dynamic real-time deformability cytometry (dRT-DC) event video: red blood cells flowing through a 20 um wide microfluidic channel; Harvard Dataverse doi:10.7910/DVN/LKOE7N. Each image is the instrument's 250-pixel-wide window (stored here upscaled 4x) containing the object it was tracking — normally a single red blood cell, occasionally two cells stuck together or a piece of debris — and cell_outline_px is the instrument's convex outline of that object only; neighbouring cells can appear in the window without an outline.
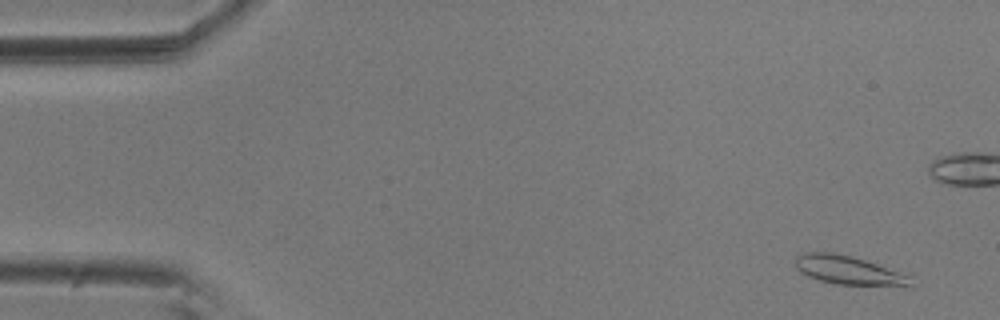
{"species": "common noctule bat (a hibernating species)", "species_latin": "Nyctalus noctula", "temperature_condition": "room temperature", "stored_images_in_passage": 58, "camera_frame_rate_fps": 3000, "um_per_image_px": 0.085, "animal": {"sex": "male", "body_mass_g": 20.5, "forearm_length_mm": 52.5}, "frame": {"image": 1, "passage_image": 4, "time_ms": 1.0, "image_size_px": [1000, 320], "cell_outline_px": [[912, 284], [836, 284], [820, 280], [808, 276], [800, 272], [796, 268], [796, 256], [808, 252], [832, 252], [864, 260], [912, 276]], "centroid_in_image_um": [72.03, 22.94], "position_along_channel_um": 13.0, "area_um2": 18.44}}
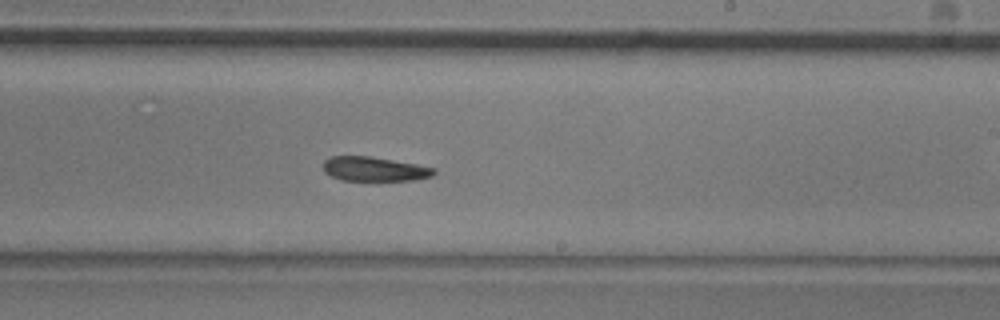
{"frame": {"image": 2, "passage_image": 34, "time_ms": 11.0, "image_size_px": [1000, 320], "cell_outline_px": [[436, 172], [432, 176], [416, 180], [340, 180], [324, 172], [324, 160], [332, 156], [368, 156], [416, 164], [436, 168]], "centroid_in_image_um": [31.83, 14.37], "position_along_channel_um": 257.2, "area_um2": 15.61}}
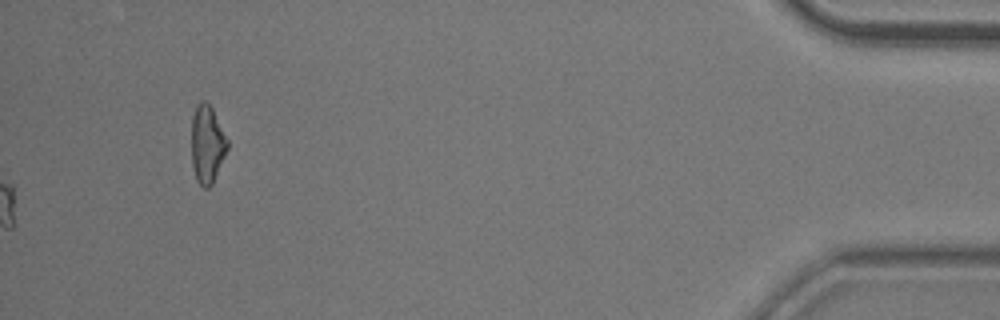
{"frame": {"image": 3, "passage_image": 58, "time_ms": 19.0, "image_size_px": [1000, 320], "cell_outline_px": [[228, 148], [212, 184], [208, 188], [204, 188], [196, 180], [192, 164], [192, 116], [196, 104], [200, 100], [204, 100], [212, 108], [228, 140]], "centroid_in_image_um": [17.6, 12.24], "position_along_channel_um": 417.6, "area_um2": 16.24}, "authors_computed_cell_mechanics": {"area_um2": 17.0799, "velocity_mm_per_s": 3.6052, "shape_relaxation_time_tau1_ms": 4.7883, "shape_relaxation_time_tau2_ms": 6.4763, "deformation_change_tau1": 0.1473, "deformation_change_tau2": 0.1471}}